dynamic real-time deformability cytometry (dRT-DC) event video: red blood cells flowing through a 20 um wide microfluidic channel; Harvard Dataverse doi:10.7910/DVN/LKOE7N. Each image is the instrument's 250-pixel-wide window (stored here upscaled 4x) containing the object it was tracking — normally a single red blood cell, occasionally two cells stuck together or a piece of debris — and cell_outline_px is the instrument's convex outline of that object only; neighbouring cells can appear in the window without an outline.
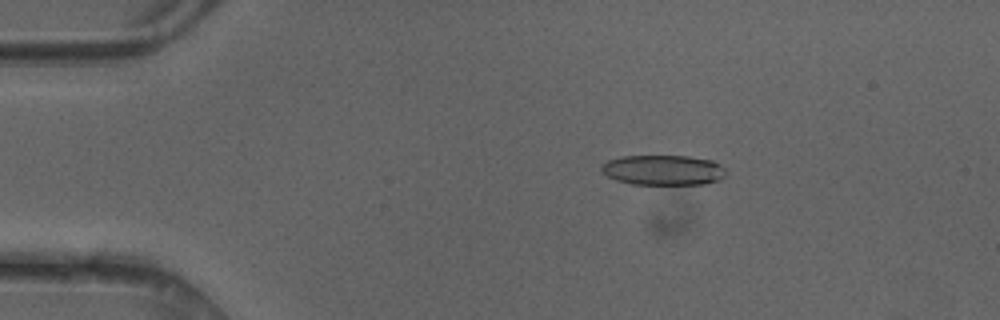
{"species": "common noctule bat (a hibernating species)", "species_latin": "Nyctalus noctula", "temperature_condition": "cold", "stored_images_in_passage": 49, "camera_frame_rate_fps": 3000, "um_per_image_px": 0.085, "animal": {"sex": "female"}, "frame": {"image": 1, "passage_image": 9, "time_ms": 2.667, "image_size_px": [1000, 320], "cell_outline_px": [[728, 172], [720, 180], [704, 184], [632, 184], [616, 180], [608, 176], [600, 168], [600, 164], [608, 160], [624, 156], [688, 156], [712, 160], [720, 164]], "centroid_in_image_um": [56.4, 14.45], "position_along_channel_um": 28.6, "area_um2": 21.96}}
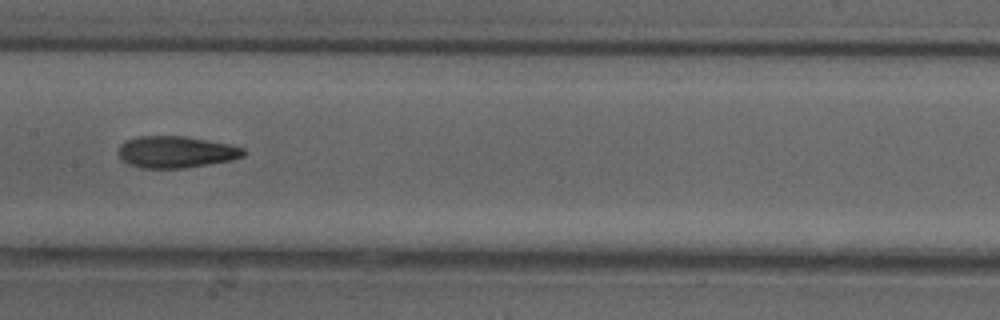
{"frame": {"image": 2, "passage_image": 25, "time_ms": 8.0, "image_size_px": [1000, 320], "cell_outline_px": [[248, 152], [244, 156], [232, 160], [184, 168], [140, 168], [128, 164], [120, 156], [120, 144], [124, 140], [136, 136], [184, 136], [228, 144], [244, 148]], "centroid_in_image_um": [14.97, 12.91], "position_along_channel_um": 192.4, "area_um2": 23.12}}
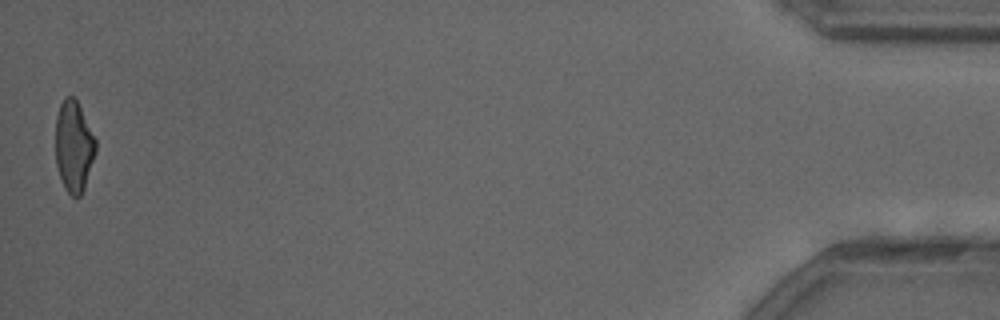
{"frame": {"image": 3, "passage_image": 49, "time_ms": 16.0, "image_size_px": [1000, 320], "cell_outline_px": [[96, 152], [84, 188], [80, 196], [72, 196], [64, 188], [56, 164], [56, 116], [60, 104], [64, 96], [72, 96], [76, 100], [96, 140]], "centroid_in_image_um": [6.26, 12.44], "position_along_channel_um": 428.9, "area_um2": 21.1}, "authors_computed_cell_mechanics": {"area_um2": 22.9466, "velocity_mm_per_s": 4.1982, "shape_relaxation_time_tau1_ms": 6.5184, "shape_relaxation_time_tau2_ms": 2.0123, "deformation_change_tau1": 0.1978, "deformation_change_tau2": 0.1072}}